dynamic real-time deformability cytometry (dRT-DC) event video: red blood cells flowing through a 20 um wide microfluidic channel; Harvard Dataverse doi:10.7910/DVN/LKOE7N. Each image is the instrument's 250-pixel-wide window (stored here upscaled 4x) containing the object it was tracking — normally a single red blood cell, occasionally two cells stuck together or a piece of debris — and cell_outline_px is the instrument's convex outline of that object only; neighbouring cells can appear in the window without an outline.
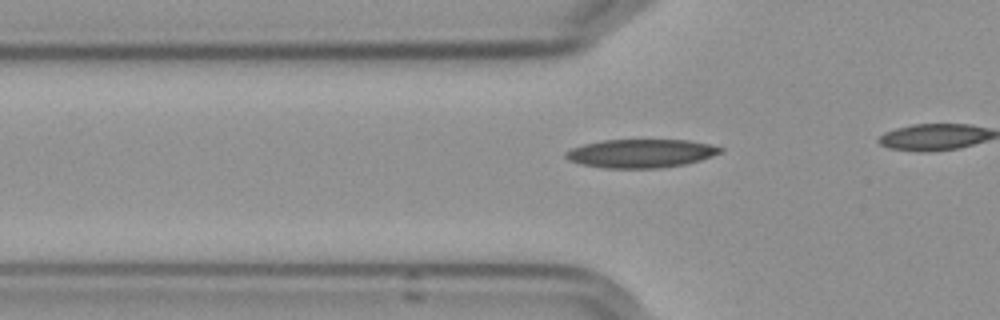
{"species": "Egyptian fruit bat (a non-hibernating species)", "species_latin": "Rousettus aegyptiacus", "temperature_condition": "cold", "stored_images_in_passage": 22, "camera_frame_rate_fps": 3000, "um_per_image_px": 0.085, "frame": {"image": 1, "passage_image": 16, "time_ms": 5.0, "image_size_px": [1000, 320], "cell_outline_px": [[724, 148], [720, 152], [712, 156], [700, 160], [684, 164], [660, 168], [604, 168], [580, 164], [568, 160], [564, 156], [564, 152], [572, 148], [584, 144], [604, 140], [688, 140], [708, 144]], "centroid_in_image_um": [54.43, 13.04], "position_along_channel_um": 71.4, "area_um2": 25.61}}